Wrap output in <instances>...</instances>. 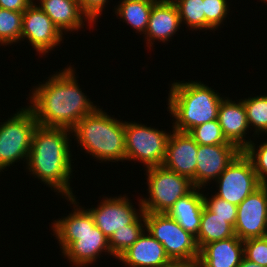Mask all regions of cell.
Returning <instances> with one entry per match:
<instances>
[{
	"label": "cell",
	"mask_w": 267,
	"mask_h": 267,
	"mask_svg": "<svg viewBox=\"0 0 267 267\" xmlns=\"http://www.w3.org/2000/svg\"><path fill=\"white\" fill-rule=\"evenodd\" d=\"M238 267H264V266H261L255 262H252V261L247 260L246 258H243Z\"/></svg>",
	"instance_id": "obj_36"
},
{
	"label": "cell",
	"mask_w": 267,
	"mask_h": 267,
	"mask_svg": "<svg viewBox=\"0 0 267 267\" xmlns=\"http://www.w3.org/2000/svg\"><path fill=\"white\" fill-rule=\"evenodd\" d=\"M201 188L195 187L190 193L179 198L167 211V214L176 220L178 224L187 232L197 237L202 210L205 206Z\"/></svg>",
	"instance_id": "obj_20"
},
{
	"label": "cell",
	"mask_w": 267,
	"mask_h": 267,
	"mask_svg": "<svg viewBox=\"0 0 267 267\" xmlns=\"http://www.w3.org/2000/svg\"><path fill=\"white\" fill-rule=\"evenodd\" d=\"M63 33L34 2L23 12L21 39L29 40L39 54L45 55L58 46Z\"/></svg>",
	"instance_id": "obj_12"
},
{
	"label": "cell",
	"mask_w": 267,
	"mask_h": 267,
	"mask_svg": "<svg viewBox=\"0 0 267 267\" xmlns=\"http://www.w3.org/2000/svg\"><path fill=\"white\" fill-rule=\"evenodd\" d=\"M162 267H198V262L171 260L169 263L163 265Z\"/></svg>",
	"instance_id": "obj_35"
},
{
	"label": "cell",
	"mask_w": 267,
	"mask_h": 267,
	"mask_svg": "<svg viewBox=\"0 0 267 267\" xmlns=\"http://www.w3.org/2000/svg\"><path fill=\"white\" fill-rule=\"evenodd\" d=\"M145 230L164 247L170 260L198 261L196 237L185 231L167 213L144 212Z\"/></svg>",
	"instance_id": "obj_8"
},
{
	"label": "cell",
	"mask_w": 267,
	"mask_h": 267,
	"mask_svg": "<svg viewBox=\"0 0 267 267\" xmlns=\"http://www.w3.org/2000/svg\"><path fill=\"white\" fill-rule=\"evenodd\" d=\"M71 133L78 146L95 159L102 162L126 160L125 121L109 116L102 108L84 116Z\"/></svg>",
	"instance_id": "obj_5"
},
{
	"label": "cell",
	"mask_w": 267,
	"mask_h": 267,
	"mask_svg": "<svg viewBox=\"0 0 267 267\" xmlns=\"http://www.w3.org/2000/svg\"><path fill=\"white\" fill-rule=\"evenodd\" d=\"M197 152L198 144L188 133L173 130L168 139L163 166L190 178L196 187Z\"/></svg>",
	"instance_id": "obj_14"
},
{
	"label": "cell",
	"mask_w": 267,
	"mask_h": 267,
	"mask_svg": "<svg viewBox=\"0 0 267 267\" xmlns=\"http://www.w3.org/2000/svg\"><path fill=\"white\" fill-rule=\"evenodd\" d=\"M246 109L249 126H254L257 135L267 134V96L260 95L242 100Z\"/></svg>",
	"instance_id": "obj_27"
},
{
	"label": "cell",
	"mask_w": 267,
	"mask_h": 267,
	"mask_svg": "<svg viewBox=\"0 0 267 267\" xmlns=\"http://www.w3.org/2000/svg\"><path fill=\"white\" fill-rule=\"evenodd\" d=\"M181 25L176 4L172 0H158L152 6L148 27L144 34L148 42L147 46L151 48L154 40H160L163 43L169 41Z\"/></svg>",
	"instance_id": "obj_16"
},
{
	"label": "cell",
	"mask_w": 267,
	"mask_h": 267,
	"mask_svg": "<svg viewBox=\"0 0 267 267\" xmlns=\"http://www.w3.org/2000/svg\"><path fill=\"white\" fill-rule=\"evenodd\" d=\"M44 84L35 86L30 105L38 125L72 129L97 107L82 92L71 66L49 76ZM88 98V99H87Z\"/></svg>",
	"instance_id": "obj_1"
},
{
	"label": "cell",
	"mask_w": 267,
	"mask_h": 267,
	"mask_svg": "<svg viewBox=\"0 0 267 267\" xmlns=\"http://www.w3.org/2000/svg\"><path fill=\"white\" fill-rule=\"evenodd\" d=\"M169 137L155 127L125 121L126 160L139 161L145 168L163 165Z\"/></svg>",
	"instance_id": "obj_9"
},
{
	"label": "cell",
	"mask_w": 267,
	"mask_h": 267,
	"mask_svg": "<svg viewBox=\"0 0 267 267\" xmlns=\"http://www.w3.org/2000/svg\"><path fill=\"white\" fill-rule=\"evenodd\" d=\"M34 0H0V8L16 12H24Z\"/></svg>",
	"instance_id": "obj_34"
},
{
	"label": "cell",
	"mask_w": 267,
	"mask_h": 267,
	"mask_svg": "<svg viewBox=\"0 0 267 267\" xmlns=\"http://www.w3.org/2000/svg\"><path fill=\"white\" fill-rule=\"evenodd\" d=\"M251 142L242 150L251 160L257 178L261 184L267 183V141L263 142L258 148Z\"/></svg>",
	"instance_id": "obj_29"
},
{
	"label": "cell",
	"mask_w": 267,
	"mask_h": 267,
	"mask_svg": "<svg viewBox=\"0 0 267 267\" xmlns=\"http://www.w3.org/2000/svg\"><path fill=\"white\" fill-rule=\"evenodd\" d=\"M179 11L180 22L187 24L193 30L206 31L204 0H172ZM183 21V22H182Z\"/></svg>",
	"instance_id": "obj_25"
},
{
	"label": "cell",
	"mask_w": 267,
	"mask_h": 267,
	"mask_svg": "<svg viewBox=\"0 0 267 267\" xmlns=\"http://www.w3.org/2000/svg\"><path fill=\"white\" fill-rule=\"evenodd\" d=\"M227 4V0H204L206 30H215L223 24L230 10Z\"/></svg>",
	"instance_id": "obj_30"
},
{
	"label": "cell",
	"mask_w": 267,
	"mask_h": 267,
	"mask_svg": "<svg viewBox=\"0 0 267 267\" xmlns=\"http://www.w3.org/2000/svg\"><path fill=\"white\" fill-rule=\"evenodd\" d=\"M206 84L195 81L173 82L168 97V109L173 130L188 133L198 125L217 120L224 97Z\"/></svg>",
	"instance_id": "obj_4"
},
{
	"label": "cell",
	"mask_w": 267,
	"mask_h": 267,
	"mask_svg": "<svg viewBox=\"0 0 267 267\" xmlns=\"http://www.w3.org/2000/svg\"><path fill=\"white\" fill-rule=\"evenodd\" d=\"M118 260L129 267H162L171 261L163 245L145 230Z\"/></svg>",
	"instance_id": "obj_18"
},
{
	"label": "cell",
	"mask_w": 267,
	"mask_h": 267,
	"mask_svg": "<svg viewBox=\"0 0 267 267\" xmlns=\"http://www.w3.org/2000/svg\"><path fill=\"white\" fill-rule=\"evenodd\" d=\"M66 199L75 205L74 212L52 223L63 255L76 267H86L96 262L102 252L111 256L109 239L95 226L91 213L78 207L75 197Z\"/></svg>",
	"instance_id": "obj_3"
},
{
	"label": "cell",
	"mask_w": 267,
	"mask_h": 267,
	"mask_svg": "<svg viewBox=\"0 0 267 267\" xmlns=\"http://www.w3.org/2000/svg\"><path fill=\"white\" fill-rule=\"evenodd\" d=\"M97 208L87 209L97 226L103 234L110 239L115 230L126 228V225L132 224L142 213V203L139 201V212L134 208L127 196L105 197L101 200ZM138 212V213H137Z\"/></svg>",
	"instance_id": "obj_13"
},
{
	"label": "cell",
	"mask_w": 267,
	"mask_h": 267,
	"mask_svg": "<svg viewBox=\"0 0 267 267\" xmlns=\"http://www.w3.org/2000/svg\"><path fill=\"white\" fill-rule=\"evenodd\" d=\"M23 12L0 8V44H16L21 40Z\"/></svg>",
	"instance_id": "obj_26"
},
{
	"label": "cell",
	"mask_w": 267,
	"mask_h": 267,
	"mask_svg": "<svg viewBox=\"0 0 267 267\" xmlns=\"http://www.w3.org/2000/svg\"><path fill=\"white\" fill-rule=\"evenodd\" d=\"M218 122L226 139L235 144L241 151L251 142L246 140L249 130L246 109L241 100L222 99L218 110Z\"/></svg>",
	"instance_id": "obj_17"
},
{
	"label": "cell",
	"mask_w": 267,
	"mask_h": 267,
	"mask_svg": "<svg viewBox=\"0 0 267 267\" xmlns=\"http://www.w3.org/2000/svg\"><path fill=\"white\" fill-rule=\"evenodd\" d=\"M240 152L236 145H198L196 187L216 180Z\"/></svg>",
	"instance_id": "obj_15"
},
{
	"label": "cell",
	"mask_w": 267,
	"mask_h": 267,
	"mask_svg": "<svg viewBox=\"0 0 267 267\" xmlns=\"http://www.w3.org/2000/svg\"><path fill=\"white\" fill-rule=\"evenodd\" d=\"M218 192L215 196L238 206L262 184L259 182L251 160L241 151L215 180Z\"/></svg>",
	"instance_id": "obj_10"
},
{
	"label": "cell",
	"mask_w": 267,
	"mask_h": 267,
	"mask_svg": "<svg viewBox=\"0 0 267 267\" xmlns=\"http://www.w3.org/2000/svg\"><path fill=\"white\" fill-rule=\"evenodd\" d=\"M145 170L149 197L140 199L143 212L167 213L179 198L195 188L190 178L179 175L163 165Z\"/></svg>",
	"instance_id": "obj_7"
},
{
	"label": "cell",
	"mask_w": 267,
	"mask_h": 267,
	"mask_svg": "<svg viewBox=\"0 0 267 267\" xmlns=\"http://www.w3.org/2000/svg\"><path fill=\"white\" fill-rule=\"evenodd\" d=\"M38 1V0H37ZM39 7L50 17L63 33L83 28L88 18L84 17L78 0H39ZM83 15V16H82ZM84 17V18H83ZM85 19V21H83ZM87 19V20H86Z\"/></svg>",
	"instance_id": "obj_21"
},
{
	"label": "cell",
	"mask_w": 267,
	"mask_h": 267,
	"mask_svg": "<svg viewBox=\"0 0 267 267\" xmlns=\"http://www.w3.org/2000/svg\"><path fill=\"white\" fill-rule=\"evenodd\" d=\"M234 232L241 240L267 236V187L264 184L237 206Z\"/></svg>",
	"instance_id": "obj_11"
},
{
	"label": "cell",
	"mask_w": 267,
	"mask_h": 267,
	"mask_svg": "<svg viewBox=\"0 0 267 267\" xmlns=\"http://www.w3.org/2000/svg\"><path fill=\"white\" fill-rule=\"evenodd\" d=\"M158 0H120L115 14L130 24L136 32H146L152 6Z\"/></svg>",
	"instance_id": "obj_23"
},
{
	"label": "cell",
	"mask_w": 267,
	"mask_h": 267,
	"mask_svg": "<svg viewBox=\"0 0 267 267\" xmlns=\"http://www.w3.org/2000/svg\"><path fill=\"white\" fill-rule=\"evenodd\" d=\"M235 223L236 218H221L204 206L199 232L196 237L198 248L200 249L203 245L214 241L235 236Z\"/></svg>",
	"instance_id": "obj_22"
},
{
	"label": "cell",
	"mask_w": 267,
	"mask_h": 267,
	"mask_svg": "<svg viewBox=\"0 0 267 267\" xmlns=\"http://www.w3.org/2000/svg\"><path fill=\"white\" fill-rule=\"evenodd\" d=\"M144 228L145 215L143 212L132 224L126 225V228L115 230L109 239L111 255L118 259L139 238L145 230Z\"/></svg>",
	"instance_id": "obj_24"
},
{
	"label": "cell",
	"mask_w": 267,
	"mask_h": 267,
	"mask_svg": "<svg viewBox=\"0 0 267 267\" xmlns=\"http://www.w3.org/2000/svg\"><path fill=\"white\" fill-rule=\"evenodd\" d=\"M244 258L267 267V236L243 240Z\"/></svg>",
	"instance_id": "obj_31"
},
{
	"label": "cell",
	"mask_w": 267,
	"mask_h": 267,
	"mask_svg": "<svg viewBox=\"0 0 267 267\" xmlns=\"http://www.w3.org/2000/svg\"><path fill=\"white\" fill-rule=\"evenodd\" d=\"M81 11L88 18L89 23L96 22L102 14V10L106 7L108 0H78Z\"/></svg>",
	"instance_id": "obj_33"
},
{
	"label": "cell",
	"mask_w": 267,
	"mask_h": 267,
	"mask_svg": "<svg viewBox=\"0 0 267 267\" xmlns=\"http://www.w3.org/2000/svg\"><path fill=\"white\" fill-rule=\"evenodd\" d=\"M205 206L217 216L221 218H236L237 216V206L223 200L217 196L207 198L203 195Z\"/></svg>",
	"instance_id": "obj_32"
},
{
	"label": "cell",
	"mask_w": 267,
	"mask_h": 267,
	"mask_svg": "<svg viewBox=\"0 0 267 267\" xmlns=\"http://www.w3.org/2000/svg\"><path fill=\"white\" fill-rule=\"evenodd\" d=\"M188 134L198 145H235L224 136L218 119L198 125L191 129Z\"/></svg>",
	"instance_id": "obj_28"
},
{
	"label": "cell",
	"mask_w": 267,
	"mask_h": 267,
	"mask_svg": "<svg viewBox=\"0 0 267 267\" xmlns=\"http://www.w3.org/2000/svg\"><path fill=\"white\" fill-rule=\"evenodd\" d=\"M70 129L43 127L34 131L27 169L35 178L62 193L65 198L75 197L70 187L72 164Z\"/></svg>",
	"instance_id": "obj_2"
},
{
	"label": "cell",
	"mask_w": 267,
	"mask_h": 267,
	"mask_svg": "<svg viewBox=\"0 0 267 267\" xmlns=\"http://www.w3.org/2000/svg\"><path fill=\"white\" fill-rule=\"evenodd\" d=\"M38 123L29 107L21 108L0 125V172L20 159L26 164ZM19 160V161H18Z\"/></svg>",
	"instance_id": "obj_6"
},
{
	"label": "cell",
	"mask_w": 267,
	"mask_h": 267,
	"mask_svg": "<svg viewBox=\"0 0 267 267\" xmlns=\"http://www.w3.org/2000/svg\"><path fill=\"white\" fill-rule=\"evenodd\" d=\"M243 258V240L235 235L203 245L197 262L198 267H238Z\"/></svg>",
	"instance_id": "obj_19"
}]
</instances>
